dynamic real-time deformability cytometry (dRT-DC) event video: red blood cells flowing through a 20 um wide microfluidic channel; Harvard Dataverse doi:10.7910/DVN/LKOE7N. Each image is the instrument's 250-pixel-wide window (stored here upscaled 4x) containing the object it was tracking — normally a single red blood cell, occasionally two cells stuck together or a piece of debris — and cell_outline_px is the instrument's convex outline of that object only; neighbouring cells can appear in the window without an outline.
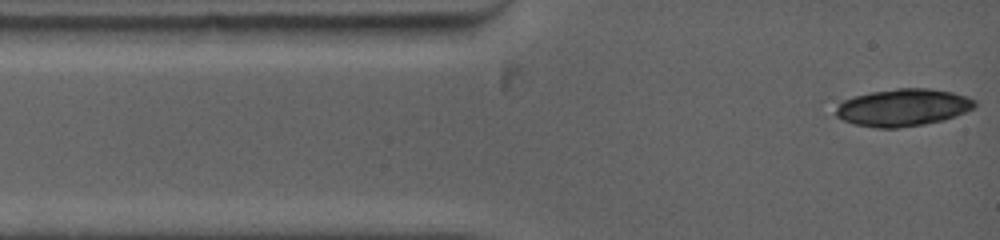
{"species": "common noctule bat (a hibernating species)", "species_latin": "Nyctalus noctula", "temperature_condition": "warm", "stored_images_in_passage": 3, "camera_frame_rate_fps": 5000, "um_per_image_px": 0.085, "animal": {"sex": "female", "body_mass_g": 19.0, "forearm_length_mm": 53.3}, "frame": {"image": 1, "passage_image": 1, "time_ms": 0.0, "image_size_px": [1000, 240], "cell_outline_px": [[976, 104], [972, 108], [956, 116], [944, 120], [924, 124], [896, 128], [876, 128], [852, 124], [836, 116], [836, 108], [844, 100], [856, 96], [872, 92], [896, 88], [928, 88], [952, 92], [976, 100]], "centroid_in_image_um": [76.75, 9.14], "position_along_channel_um": 8.3, "area_um2": 30.0}}